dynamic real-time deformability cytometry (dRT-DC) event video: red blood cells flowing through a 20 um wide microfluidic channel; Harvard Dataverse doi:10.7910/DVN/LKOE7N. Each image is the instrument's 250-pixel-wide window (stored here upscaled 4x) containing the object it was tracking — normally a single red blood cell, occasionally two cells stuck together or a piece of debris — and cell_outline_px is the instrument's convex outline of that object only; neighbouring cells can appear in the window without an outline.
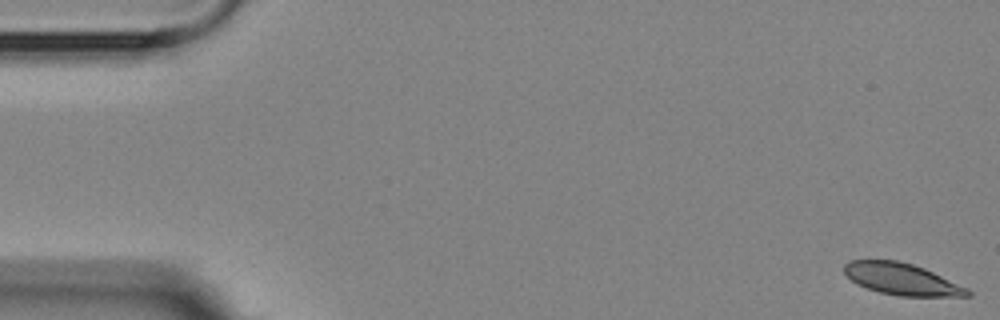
{"species": "Egyptian fruit bat (a non-hibernating species)", "species_latin": "Rousettus aegyptiacus", "temperature_condition": "room temperature", "stored_images_in_passage": 5, "camera_frame_rate_fps": 3000, "um_per_image_px": 0.085, "animal": {"sex": "female"}, "frame": {"image": 1, "passage_image": 1, "time_ms": 0.0, "image_size_px": [1000, 320], "cell_outline_px": [[972, 296], [900, 296], [880, 292], [856, 284], [844, 272], [844, 264], [852, 260], [896, 260], [912, 264], [924, 268], [968, 288], [972, 292]], "centroid_in_image_um": [76.67, 23.72], "position_along_channel_um": 8.3, "area_um2": 22.6}}